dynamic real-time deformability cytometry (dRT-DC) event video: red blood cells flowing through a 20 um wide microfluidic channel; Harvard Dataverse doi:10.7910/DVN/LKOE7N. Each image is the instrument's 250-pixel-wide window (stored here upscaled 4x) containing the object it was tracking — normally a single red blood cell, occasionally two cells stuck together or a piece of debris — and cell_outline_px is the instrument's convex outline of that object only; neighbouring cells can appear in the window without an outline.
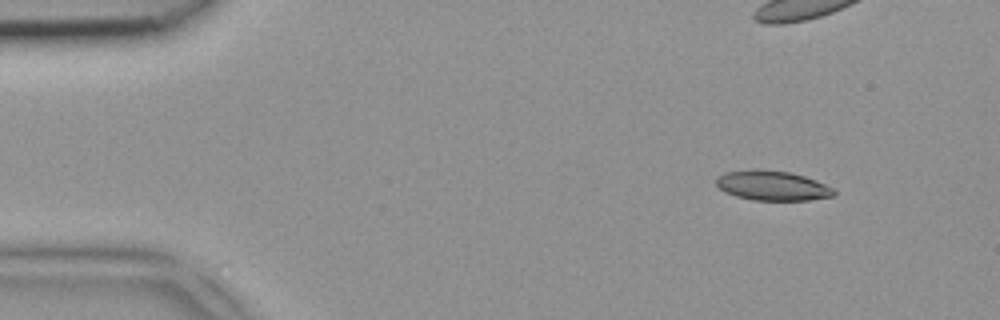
{"species": "common noctule bat (a hibernating species)", "species_latin": "Nyctalus noctula", "temperature_condition": "room temperature", "stored_images_in_passage": 8, "camera_frame_rate_fps": 3000, "um_per_image_px": 0.085, "animal": {"sex": "female", "body_mass_g": 18.4}, "frame": {"image": 1, "passage_image": 1, "time_ms": 0.0, "image_size_px": [1000, 320], "cell_outline_px": [[836, 192], [832, 196], [808, 200], [752, 200], [736, 196], [724, 192], [716, 184], [716, 176], [724, 172], [756, 168], [760, 168], [788, 172], [804, 176], [816, 180], [832, 188]], "centroid_in_image_um": [65.59, 15.76], "position_along_channel_um": 19.4, "area_um2": 20.52}}
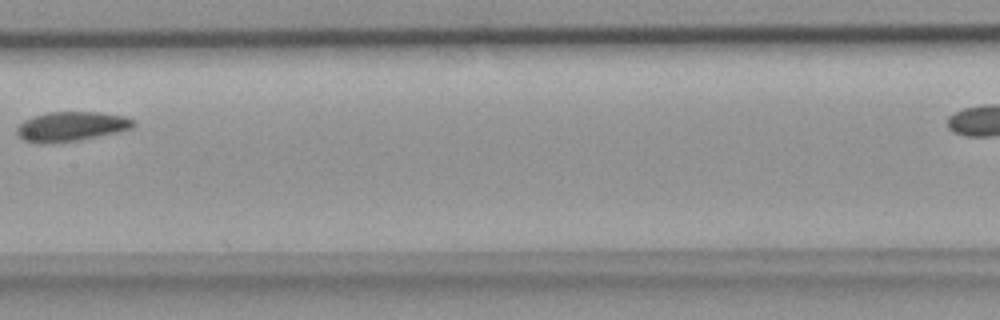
{"frame": {"image": 2, "passage_image": 7, "time_ms": 2.0, "image_size_px": [1000, 320], "cell_outline_px": [[136, 124], [132, 128], [116, 132], [76, 140], [44, 144], [40, 144], [24, 140], [16, 132], [16, 128], [24, 120], [32, 116], [48, 112], [100, 112], [124, 116], [136, 120]], "centroid_in_image_um": [6.04, 10.73], "position_along_channel_um": 201.4, "area_um2": 20.0}}